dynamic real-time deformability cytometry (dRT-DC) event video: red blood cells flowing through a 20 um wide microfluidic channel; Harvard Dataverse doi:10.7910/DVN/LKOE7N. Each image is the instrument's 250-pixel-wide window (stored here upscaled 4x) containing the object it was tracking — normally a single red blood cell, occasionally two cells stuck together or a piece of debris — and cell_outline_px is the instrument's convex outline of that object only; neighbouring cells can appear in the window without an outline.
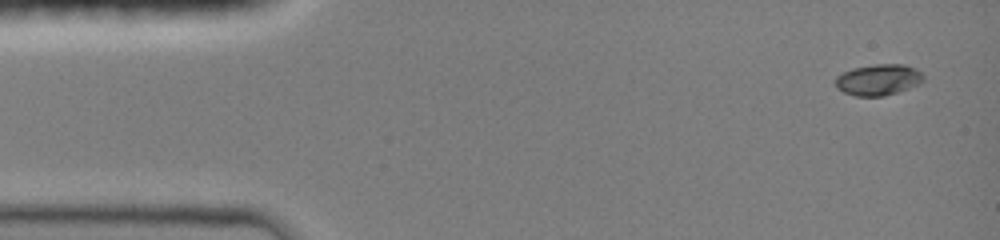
{"species": "common noctule bat (a hibernating species)", "species_latin": "Nyctalus noctula", "temperature_condition": "room temperature", "stored_images_in_passage": 15, "camera_frame_rate_fps": 3000, "um_per_image_px": 0.085, "animal": {"sex": "female", "body_mass_g": 19.0, "forearm_length_mm": 51.5}, "frame": {"image": 1, "passage_image": 1, "time_ms": 0.0, "image_size_px": [1000, 240], "cell_outline_px": [[924, 80], [908, 88], [884, 96], [856, 96], [844, 92], [836, 88], [836, 76], [852, 68], [876, 64], [904, 64], [916, 68], [924, 76]], "centroid_in_image_um": [74.65, 6.77], "position_along_channel_um": 10.4, "area_um2": 15.84}}
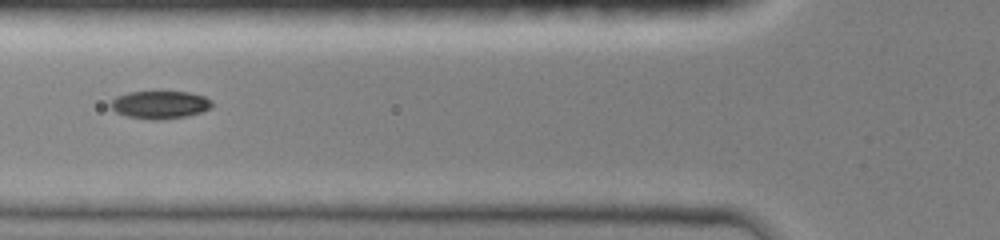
{"frame": {"image": 2, "passage_image": 11, "time_ms": 5.0, "image_size_px": [1000, 240], "cell_outline_px": [[212, 108], [200, 112], [184, 116], [160, 120], [156, 120], [128, 116], [116, 112], [108, 104], [116, 96], [128, 92], [188, 92], [204, 96], [212, 104]], "centroid_in_image_um": [13.56, 8.9], "position_along_channel_um": 112.2, "area_um2": 16.18}}
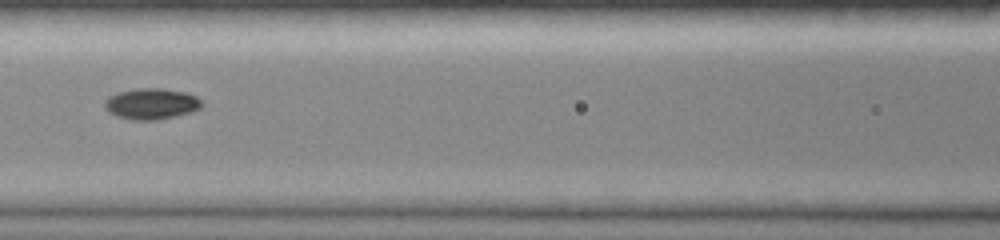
{"frame": {"image": 3, "passage_image": 13, "time_ms": 6.0, "image_size_px": [1000, 240], "cell_outline_px": [[204, 104], [200, 108], [192, 112], [156, 120], [136, 120], [116, 116], [108, 112], [104, 104], [104, 100], [108, 96], [116, 92], [136, 88], [164, 88], [184, 92], [196, 96]], "centroid_in_image_um": [12.85, 8.81], "position_along_channel_um": 153.8, "area_um2": 17.69}}